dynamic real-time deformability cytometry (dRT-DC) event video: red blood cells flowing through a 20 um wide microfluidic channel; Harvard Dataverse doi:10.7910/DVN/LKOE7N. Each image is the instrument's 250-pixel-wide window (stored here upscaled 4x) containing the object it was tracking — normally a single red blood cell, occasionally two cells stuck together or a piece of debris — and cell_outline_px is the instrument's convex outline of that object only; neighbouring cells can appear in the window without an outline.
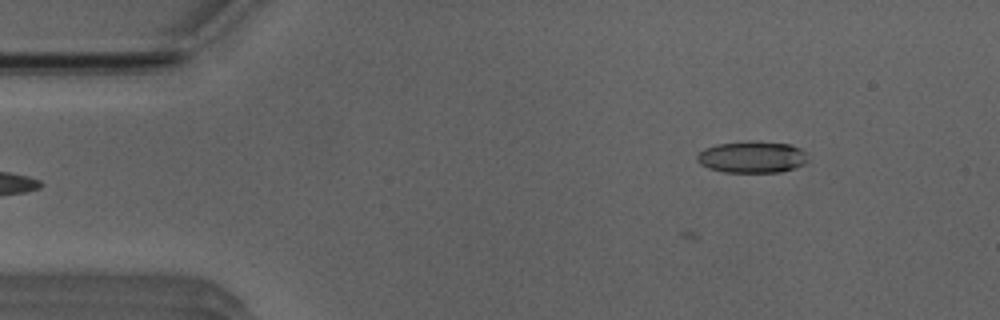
{"species": "Egyptian fruit bat (a non-hibernating species)", "species_latin": "Rousettus aegyptiacus", "temperature_condition": "room temperature", "stored_images_in_passage": 7, "camera_frame_rate_fps": 3000, "um_per_image_px": 0.085, "animal": {"sex": "male"}, "frame": {"image": 1, "passage_image": 7, "time_ms": 2.0, "image_size_px": [1000, 320], "cell_outline_px": [[808, 160], [804, 164], [796, 168], [780, 172], [724, 172], [708, 168], [700, 164], [696, 160], [696, 156], [704, 148], [716, 144], [756, 140], [792, 144], [808, 152]], "centroid_in_image_um": [63.97, 13.33], "position_along_channel_um": 21.0, "area_um2": 20.92}}